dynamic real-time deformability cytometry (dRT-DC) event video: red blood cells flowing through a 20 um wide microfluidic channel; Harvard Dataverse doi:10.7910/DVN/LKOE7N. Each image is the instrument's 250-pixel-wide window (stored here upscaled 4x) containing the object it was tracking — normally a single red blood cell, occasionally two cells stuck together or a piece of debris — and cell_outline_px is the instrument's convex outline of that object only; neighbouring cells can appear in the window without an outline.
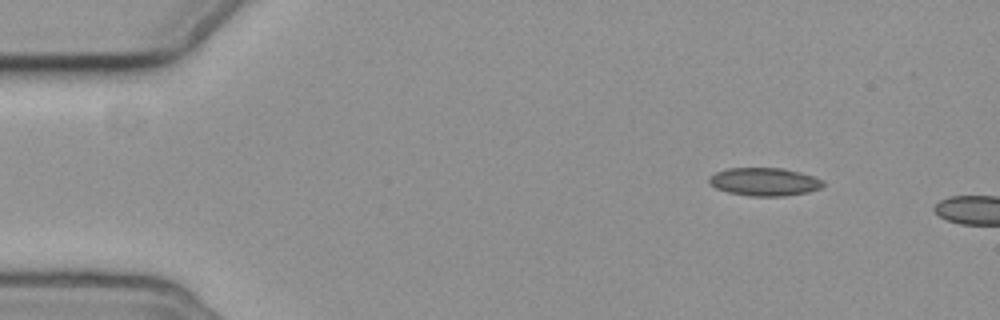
{"species": "common noctule bat (a hibernating species)", "species_latin": "Nyctalus noctula", "temperature_condition": "cold", "stored_images_in_passage": 4, "camera_frame_rate_fps": 3000, "um_per_image_px": 0.085, "animal": {"sex": "female", "body_mass_g": 19.3, "forearm_length_mm": 54.1}, "frame": {"image": 1, "passage_image": 1, "time_ms": 0.0, "image_size_px": [1000, 320], "cell_outline_px": [[824, 184], [820, 188], [808, 192], [784, 196], [752, 196], [728, 192], [716, 188], [708, 180], [716, 172], [728, 168], [784, 168], [800, 172], [824, 180]], "centroid_in_image_um": [65.01, 15.45], "position_along_channel_um": 20.0, "area_um2": 18.5}}